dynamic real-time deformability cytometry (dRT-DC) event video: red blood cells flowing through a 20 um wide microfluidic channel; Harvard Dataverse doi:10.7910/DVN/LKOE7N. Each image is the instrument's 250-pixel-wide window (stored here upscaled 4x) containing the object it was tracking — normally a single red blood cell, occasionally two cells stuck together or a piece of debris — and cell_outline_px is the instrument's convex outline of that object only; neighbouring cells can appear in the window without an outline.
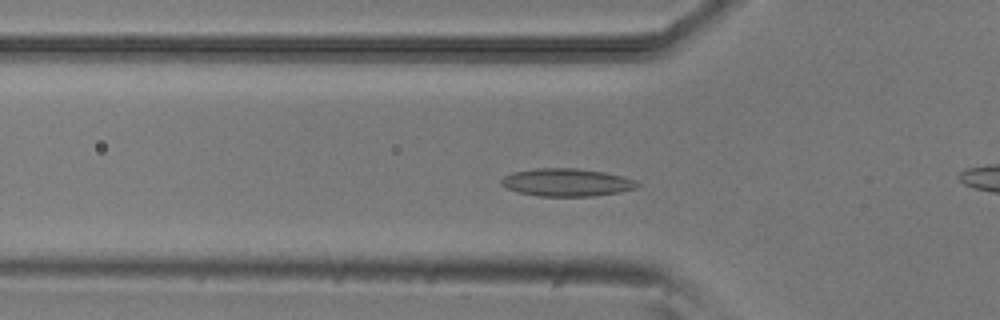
{"species": "common noctule bat (a hibernating species)", "species_latin": "Nyctalus noctula", "temperature_condition": "room temperature", "stored_images_in_passage": 50, "camera_frame_rate_fps": 3000, "um_per_image_px": 0.085, "animal": {"sex": "male", "body_mass_g": 20.5, "forearm_length_mm": 52.5}, "frame": {"image": 1, "passage_image": 14, "time_ms": 4.333, "image_size_px": [1000, 320], "cell_outline_px": [[640, 184], [636, 188], [620, 192], [592, 196], [540, 196], [520, 192], [508, 188], [500, 184], [500, 180], [504, 176], [512, 172], [536, 168], [576, 168], [604, 172], [624, 176], [636, 180]], "centroid_in_image_um": [48.19, 15.49], "position_along_channel_um": 77.6, "area_um2": 22.02}}
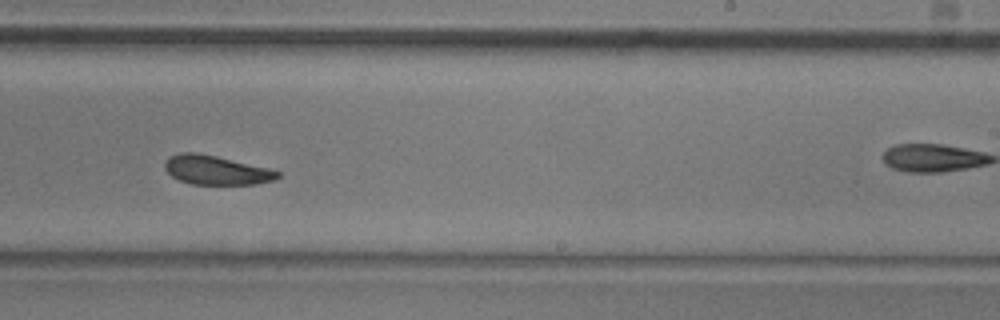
{"frame": {"image": 2, "passage_image": 29, "time_ms": 9.333, "image_size_px": [1000, 320], "cell_outline_px": [[280, 176], [276, 180], [256, 184], [192, 184], [180, 180], [172, 176], [164, 168], [164, 164], [172, 156], [180, 152], [196, 152], [216, 156], [268, 168], [280, 172]], "centroid_in_image_um": [18.4, 14.46], "position_along_channel_um": 270.6, "area_um2": 18.96}}
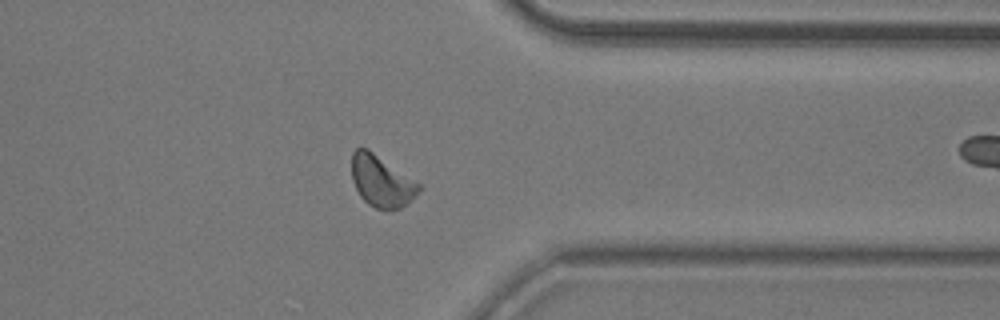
{"frame": {"image": 3, "passage_image": 38, "time_ms": 12.333, "image_size_px": [1000, 320], "cell_outline_px": [[424, 188], [416, 196], [400, 208], [388, 212], [376, 208], [368, 204], [360, 196], [352, 180], [352, 152], [356, 148], [368, 148], [420, 184]], "centroid_in_image_um": [32.44, 15.42], "position_along_channel_um": 379.0, "area_um2": 20.29}, "authors_computed_cell_mechanics": {"area_um2": 20.0566, "velocity_mm_per_s": 3.8497, "shape_relaxation_time_tau1_ms": 4.4499, "shape_relaxation_time_tau2_ms": 4.6882, "deformation_change_tau1": 0.0933, "deformation_change_tau2": 0.1114}}